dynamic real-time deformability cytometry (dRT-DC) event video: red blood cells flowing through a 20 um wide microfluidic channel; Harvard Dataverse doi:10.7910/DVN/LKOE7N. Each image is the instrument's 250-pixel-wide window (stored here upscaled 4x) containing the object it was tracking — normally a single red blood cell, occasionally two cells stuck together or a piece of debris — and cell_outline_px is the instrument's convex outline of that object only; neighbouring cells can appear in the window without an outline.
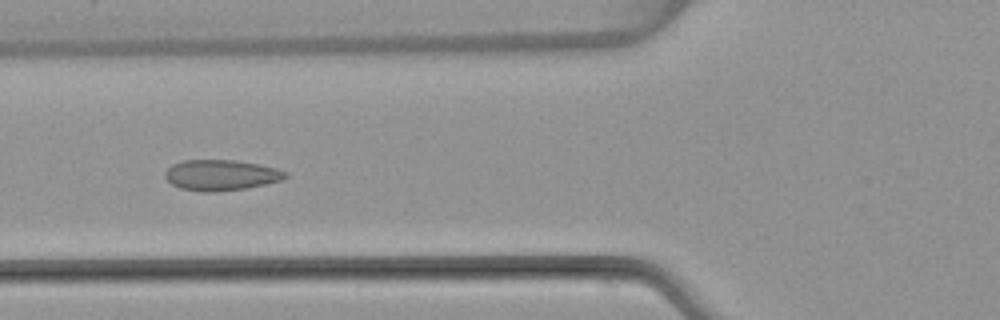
{"species": "common noctule bat (a hibernating species)", "species_latin": "Nyctalus noctula", "temperature_condition": "warm", "stored_images_in_passage": 6, "camera_frame_rate_fps": 3000, "um_per_image_px": 0.085, "animal": {"sex": "female", "body_mass_g": 22.7, "forearm_length_mm": 54.2}, "frame": {"image": 1, "passage_image": 6, "time_ms": 6.0, "image_size_px": [1000, 320], "cell_outline_px": [[288, 176], [280, 180], [264, 184], [244, 188], [216, 192], [204, 192], [180, 188], [172, 184], [164, 176], [164, 172], [172, 164], [184, 160], [236, 160], [276, 168], [288, 172]], "centroid_in_image_um": [18.76, 14.88], "position_along_channel_um": 107.0, "area_um2": 21.39}}